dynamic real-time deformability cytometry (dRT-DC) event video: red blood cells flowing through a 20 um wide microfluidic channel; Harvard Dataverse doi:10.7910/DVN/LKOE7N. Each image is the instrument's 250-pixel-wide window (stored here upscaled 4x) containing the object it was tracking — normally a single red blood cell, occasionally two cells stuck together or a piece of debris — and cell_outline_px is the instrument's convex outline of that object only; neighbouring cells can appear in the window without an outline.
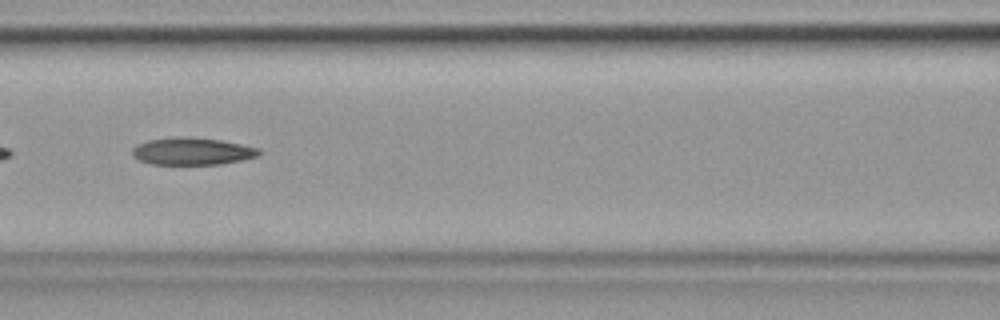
{"species": "common noctule bat (a hibernating species)", "species_latin": "Nyctalus noctula", "temperature_condition": "cold", "stored_images_in_passage": 44, "camera_frame_rate_fps": 3000, "um_per_image_px": 0.085, "animal": {"sex": "female", "body_mass_g": 19.9}, "frame": {"image": 1, "passage_image": 13, "time_ms": 4.0, "image_size_px": [1000, 320], "cell_outline_px": [[260, 152], [256, 156], [240, 160], [220, 164], [152, 164], [140, 160], [132, 156], [132, 148], [136, 144], [148, 140], [176, 136], [180, 136], [220, 140], [260, 148]], "centroid_in_image_um": [16.28, 12.85], "position_along_channel_um": 150.3, "area_um2": 20.0}, "authors_computed_cell_mechanics": {"area_um2": 20.0277, "velocity_mm_per_s": 3.5618, "shape_relaxation_time_tau1_ms": null, "shape_relaxation_time_tau2_ms": 6.4868, "deformation_change_tau1": null, "deformation_change_tau2": 0.2076}}